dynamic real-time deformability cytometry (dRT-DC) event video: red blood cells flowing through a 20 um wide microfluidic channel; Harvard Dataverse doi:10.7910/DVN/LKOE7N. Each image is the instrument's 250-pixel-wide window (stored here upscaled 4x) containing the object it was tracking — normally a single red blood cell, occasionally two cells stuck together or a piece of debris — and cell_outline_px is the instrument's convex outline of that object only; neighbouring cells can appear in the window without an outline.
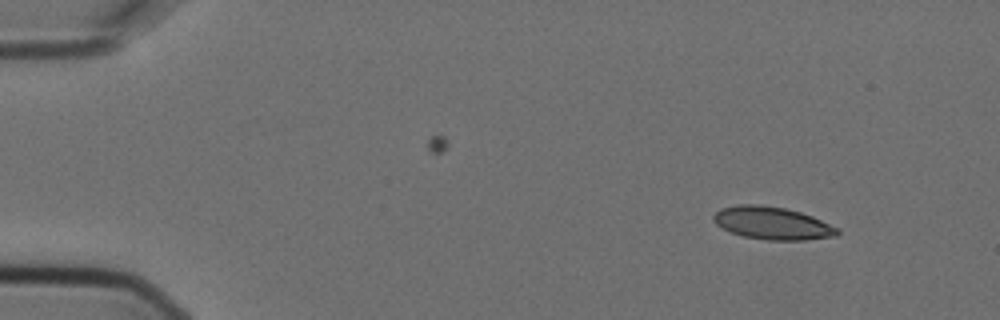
{"species": "Egyptian fruit bat (a non-hibernating species)", "species_latin": "Rousettus aegyptiacus", "temperature_condition": "cold", "stored_images_in_passage": 4, "camera_frame_rate_fps": 3000, "um_per_image_px": 0.085, "animal": {"sex": "female"}, "frame": {"image": 1, "passage_image": 1, "time_ms": 0.0, "image_size_px": [1000, 320], "cell_outline_px": [[840, 232], [836, 236], [804, 240], [768, 240], [744, 236], [732, 232], [716, 224], [712, 220], [712, 216], [720, 208], [736, 204], [760, 204], [784, 208], [800, 212], [812, 216], [840, 228]], "centroid_in_image_um": [65.65, 18.96], "position_along_channel_um": 19.3, "area_um2": 23.64}}
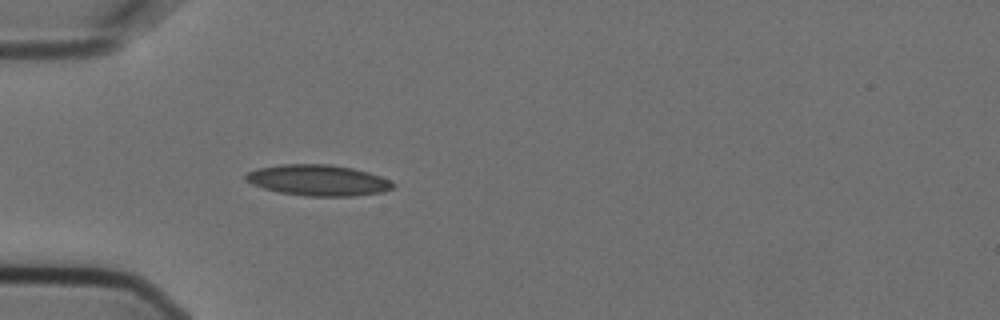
{"frame": {"image": 2, "passage_image": 4, "time_ms": 1.0, "image_size_px": [1000, 320], "cell_outline_px": [[396, 184], [392, 188], [380, 192], [352, 196], [304, 196], [280, 192], [264, 188], [252, 184], [244, 180], [244, 176], [248, 172], [256, 168], [284, 164], [328, 164], [352, 168], [368, 172], [380, 176]], "centroid_in_image_um": [27.0, 15.32], "position_along_channel_um": 58.0, "area_um2": 26.41}}